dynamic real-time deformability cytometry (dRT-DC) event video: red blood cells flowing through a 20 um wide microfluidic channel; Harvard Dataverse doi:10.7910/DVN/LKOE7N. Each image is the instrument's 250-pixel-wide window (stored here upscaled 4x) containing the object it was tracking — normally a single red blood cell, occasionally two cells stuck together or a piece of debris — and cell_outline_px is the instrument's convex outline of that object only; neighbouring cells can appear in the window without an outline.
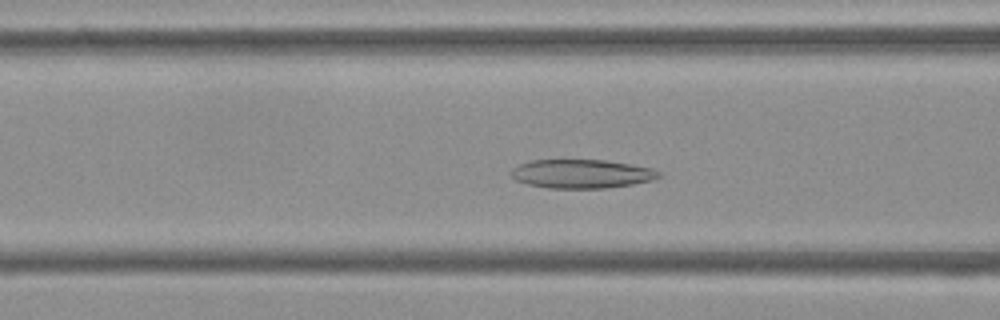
{"species": "Egyptian fruit bat (a non-hibernating species)", "species_latin": "Rousettus aegyptiacus", "temperature_condition": "cold", "stored_images_in_passage": 53, "camera_frame_rate_fps": 3000, "um_per_image_px": 0.085, "frame": {"image": 1, "passage_image": 20, "time_ms": 6.333, "image_size_px": [1000, 320], "cell_outline_px": [[660, 176], [652, 180], [632, 184], [604, 188], [548, 188], [528, 184], [516, 180], [512, 176], [512, 168], [520, 164], [532, 160], [604, 160], [632, 164], [652, 168], [660, 172]], "centroid_in_image_um": [49.45, 14.77], "position_along_channel_um": 117.2, "area_um2": 24.62}}
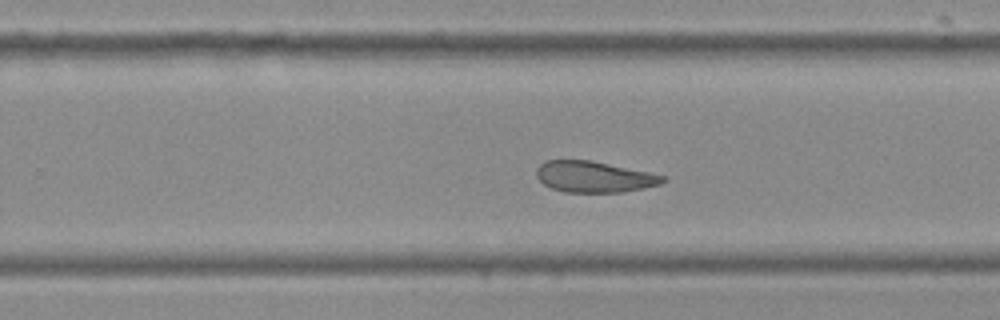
{"frame": {"image": 2, "passage_image": 33, "time_ms": 10.667, "image_size_px": [1000, 320], "cell_outline_px": [[668, 180], [660, 184], [644, 188], [624, 192], [564, 192], [552, 188], [544, 184], [536, 176], [536, 168], [544, 160], [588, 160], [648, 172], [664, 176]], "centroid_in_image_um": [50.48, 15.03], "position_along_channel_um": 279.3, "area_um2": 22.77}}
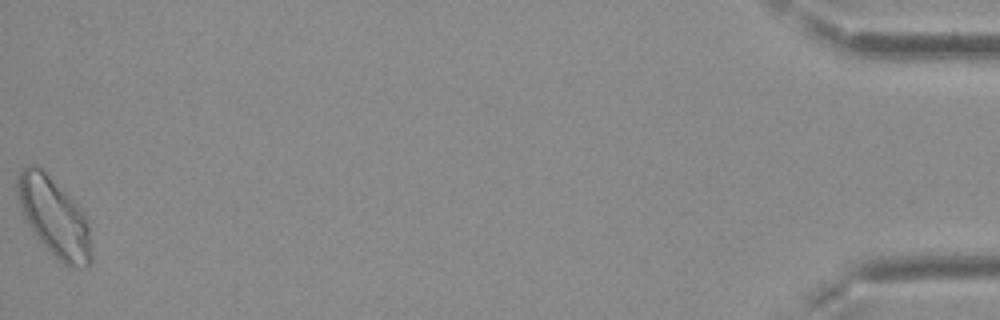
{"frame": {"image": 3, "passage_image": 53, "time_ms": 17.333, "image_size_px": [1000, 320], "cell_outline_px": [[92, 260], [88, 268], [68, 268], [40, 240], [28, 224], [20, 208], [16, 192], [16, 180], [20, 168], [28, 164], [36, 164], [76, 204], [84, 216], [88, 224], [92, 252]], "centroid_in_image_um": [4.59, 18.47], "position_along_channel_um": 430.6, "area_um2": 33.47}, "authors_computed_cell_mechanics": {"area_um2": 25.5476, "velocity_mm_per_s": 3.743, "shape_relaxation_time_tau1_ms": null, "shape_relaxation_time_tau2_ms": 4.2236, "deformation_change_tau1": null, "deformation_change_tau2": 0.1039}}